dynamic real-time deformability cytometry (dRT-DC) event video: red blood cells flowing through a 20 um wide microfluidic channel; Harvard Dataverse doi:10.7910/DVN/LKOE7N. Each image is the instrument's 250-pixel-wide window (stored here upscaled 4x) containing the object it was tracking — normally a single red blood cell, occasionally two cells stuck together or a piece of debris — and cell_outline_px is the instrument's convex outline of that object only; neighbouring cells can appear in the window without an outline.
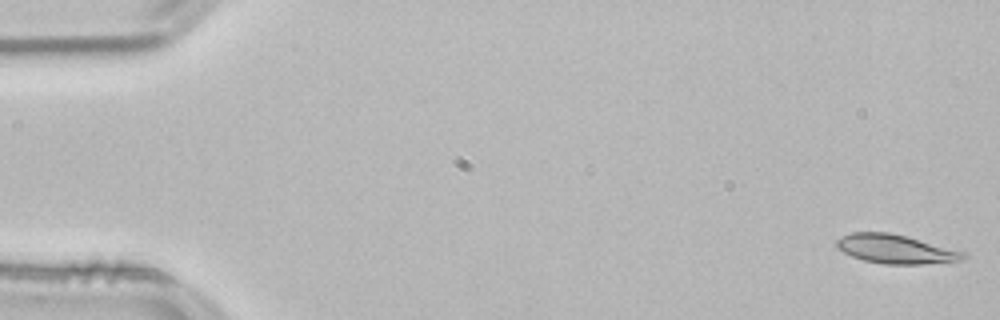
{"species": "common noctule bat (a hibernating species)", "species_latin": "Nyctalus noctula", "temperature_condition": "room temperature", "stored_images_in_passage": 54, "camera_frame_rate_fps": 3000, "um_per_image_px": 0.085, "animal": {"sex": "male", "body_mass_g": 21.5, "forearm_length_mm": 52.0}, "frame": {"image": 1, "passage_image": 1, "time_ms": 0.0, "image_size_px": [1000, 320], "cell_outline_px": [[968, 256], [964, 260], [920, 264], [884, 264], [864, 260], [852, 256], [836, 248], [836, 240], [852, 232], [888, 232], [904, 236], [964, 252]], "centroid_in_image_um": [76.1, 21.18], "position_along_channel_um": 8.9, "area_um2": 20.98}}
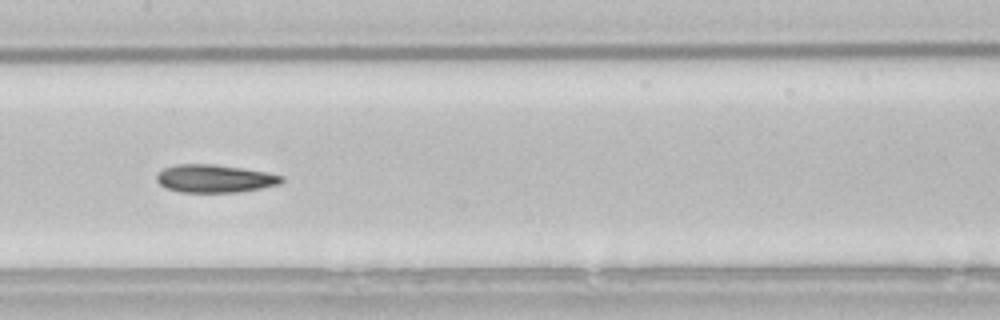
{"frame": {"image": 2, "passage_image": 26, "time_ms": 8.333, "image_size_px": [1000, 320], "cell_outline_px": [[284, 180], [280, 184], [260, 188], [236, 192], [180, 192], [164, 188], [156, 180], [156, 176], [164, 168], [176, 164], [212, 164], [244, 168], [268, 172], [284, 176]], "centroid_in_image_um": [18.25, 15.17], "position_along_channel_um": 189.1, "area_um2": 20.4}}
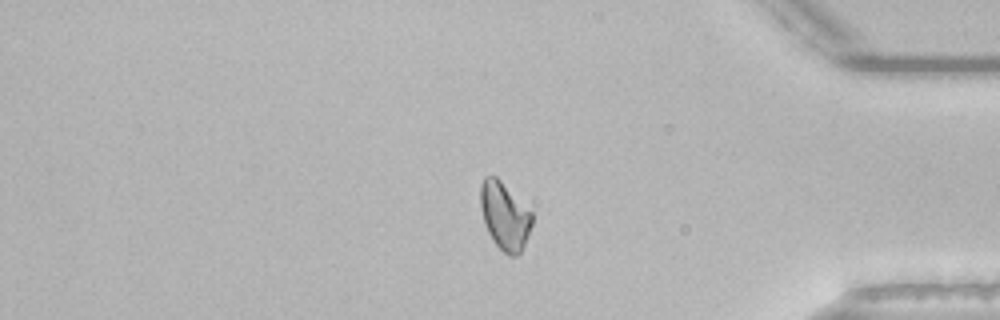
{"frame": {"image": 3, "passage_image": 44, "time_ms": 14.333, "image_size_px": [1000, 320], "cell_outline_px": [[532, 224], [524, 244], [520, 252], [516, 256], [508, 256], [492, 240], [484, 224], [480, 208], [480, 184], [484, 176], [496, 176], [532, 212]], "centroid_in_image_um": [42.87, 18.34], "position_along_channel_um": 392.3, "area_um2": 20.23}, "authors_computed_cell_mechanics": {"area_um2": 20.1433, "velocity_mm_per_s": 3.8326, "shape_relaxation_time_tau1_ms": null, "shape_relaxation_time_tau2_ms": 9.0961, "deformation_change_tau1": null, "deformation_change_tau2": 0.1683}}